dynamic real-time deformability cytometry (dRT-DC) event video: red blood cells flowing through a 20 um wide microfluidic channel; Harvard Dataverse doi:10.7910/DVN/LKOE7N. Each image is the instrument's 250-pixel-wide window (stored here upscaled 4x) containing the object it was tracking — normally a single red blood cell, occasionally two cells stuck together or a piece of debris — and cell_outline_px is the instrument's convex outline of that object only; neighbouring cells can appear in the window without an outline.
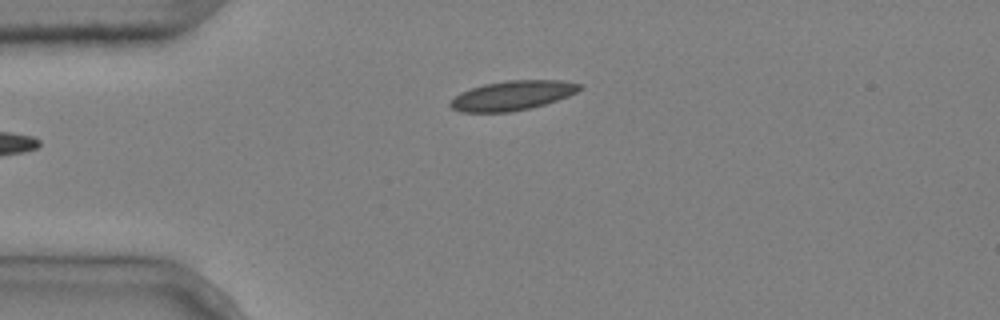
{"species": "common noctule bat (a hibernating species)", "species_latin": "Nyctalus noctula", "temperature_condition": "cold", "stored_images_in_passage": 3, "camera_frame_rate_fps": 3000, "um_per_image_px": 0.085, "animal": {"sex": "male", "body_mass_g": 20.4}, "frame": {"image": 1, "passage_image": 3, "time_ms": 0.667, "image_size_px": [1000, 320], "cell_outline_px": [[584, 88], [568, 96], [532, 108], [512, 112], [460, 112], [452, 108], [448, 104], [460, 92], [484, 84], [508, 80], [564, 80], [580, 84]], "centroid_in_image_um": [43.57, 8.12], "position_along_channel_um": 41.4, "area_um2": 22.25}}